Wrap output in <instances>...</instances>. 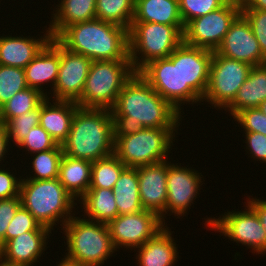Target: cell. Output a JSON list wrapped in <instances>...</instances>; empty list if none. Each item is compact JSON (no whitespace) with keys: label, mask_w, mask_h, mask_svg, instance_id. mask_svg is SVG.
I'll list each match as a JSON object with an SVG mask.
<instances>
[{"label":"cell","mask_w":266,"mask_h":266,"mask_svg":"<svg viewBox=\"0 0 266 266\" xmlns=\"http://www.w3.org/2000/svg\"><path fill=\"white\" fill-rule=\"evenodd\" d=\"M166 225L152 239L137 248L136 262L139 266H174L179 258L178 247ZM178 257V258H177Z\"/></svg>","instance_id":"7402d4cb"},{"label":"cell","mask_w":266,"mask_h":266,"mask_svg":"<svg viewBox=\"0 0 266 266\" xmlns=\"http://www.w3.org/2000/svg\"><path fill=\"white\" fill-rule=\"evenodd\" d=\"M139 73L162 98L180 113L184 114L181 106L202 102V99L190 87H182L181 44L168 58L150 61Z\"/></svg>","instance_id":"9c48e42d"},{"label":"cell","mask_w":266,"mask_h":266,"mask_svg":"<svg viewBox=\"0 0 266 266\" xmlns=\"http://www.w3.org/2000/svg\"><path fill=\"white\" fill-rule=\"evenodd\" d=\"M140 201L144 210L156 213L165 223L167 203V160L137 167Z\"/></svg>","instance_id":"e0dca14e"},{"label":"cell","mask_w":266,"mask_h":266,"mask_svg":"<svg viewBox=\"0 0 266 266\" xmlns=\"http://www.w3.org/2000/svg\"><path fill=\"white\" fill-rule=\"evenodd\" d=\"M44 36H0V64L25 68L52 39L47 26Z\"/></svg>","instance_id":"44dd1931"},{"label":"cell","mask_w":266,"mask_h":266,"mask_svg":"<svg viewBox=\"0 0 266 266\" xmlns=\"http://www.w3.org/2000/svg\"><path fill=\"white\" fill-rule=\"evenodd\" d=\"M114 130L111 111L104 108H76L63 153L90 162L114 154Z\"/></svg>","instance_id":"3957f363"},{"label":"cell","mask_w":266,"mask_h":266,"mask_svg":"<svg viewBox=\"0 0 266 266\" xmlns=\"http://www.w3.org/2000/svg\"><path fill=\"white\" fill-rule=\"evenodd\" d=\"M52 231H28L8 240L0 248V257L5 261L33 266L41 260V255L47 249L49 236Z\"/></svg>","instance_id":"ffe728a7"},{"label":"cell","mask_w":266,"mask_h":266,"mask_svg":"<svg viewBox=\"0 0 266 266\" xmlns=\"http://www.w3.org/2000/svg\"><path fill=\"white\" fill-rule=\"evenodd\" d=\"M233 120L240 124L243 132H256L266 135V114L258 107L238 112Z\"/></svg>","instance_id":"f35d334b"},{"label":"cell","mask_w":266,"mask_h":266,"mask_svg":"<svg viewBox=\"0 0 266 266\" xmlns=\"http://www.w3.org/2000/svg\"><path fill=\"white\" fill-rule=\"evenodd\" d=\"M183 31L184 25L132 22L128 41L134 71L139 72L150 61L168 58L183 42Z\"/></svg>","instance_id":"8992f818"},{"label":"cell","mask_w":266,"mask_h":266,"mask_svg":"<svg viewBox=\"0 0 266 266\" xmlns=\"http://www.w3.org/2000/svg\"><path fill=\"white\" fill-rule=\"evenodd\" d=\"M216 52L226 58L251 66L263 65L265 56L255 38L249 22L240 14L231 24Z\"/></svg>","instance_id":"2e32d148"},{"label":"cell","mask_w":266,"mask_h":266,"mask_svg":"<svg viewBox=\"0 0 266 266\" xmlns=\"http://www.w3.org/2000/svg\"><path fill=\"white\" fill-rule=\"evenodd\" d=\"M62 148H53L47 151L32 154V174L25 178L32 180H52L58 178L59 166L63 157ZM34 172V174H33ZM33 175V176H31Z\"/></svg>","instance_id":"d6a6232c"},{"label":"cell","mask_w":266,"mask_h":266,"mask_svg":"<svg viewBox=\"0 0 266 266\" xmlns=\"http://www.w3.org/2000/svg\"><path fill=\"white\" fill-rule=\"evenodd\" d=\"M112 190L118 215L133 214L144 210L140 201L137 168L126 167Z\"/></svg>","instance_id":"f1b7e54d"},{"label":"cell","mask_w":266,"mask_h":266,"mask_svg":"<svg viewBox=\"0 0 266 266\" xmlns=\"http://www.w3.org/2000/svg\"><path fill=\"white\" fill-rule=\"evenodd\" d=\"M57 266H81L80 264H78L77 262L70 260L66 257L62 258L60 260V263L57 264Z\"/></svg>","instance_id":"7dc6e473"},{"label":"cell","mask_w":266,"mask_h":266,"mask_svg":"<svg viewBox=\"0 0 266 266\" xmlns=\"http://www.w3.org/2000/svg\"><path fill=\"white\" fill-rule=\"evenodd\" d=\"M114 136H127L142 128H179L182 113L162 98L135 72L118 94L110 110Z\"/></svg>","instance_id":"6da1fadb"},{"label":"cell","mask_w":266,"mask_h":266,"mask_svg":"<svg viewBox=\"0 0 266 266\" xmlns=\"http://www.w3.org/2000/svg\"><path fill=\"white\" fill-rule=\"evenodd\" d=\"M246 203L256 212V215L259 218V221L263 228L266 230V199H257L256 197L250 198V196L247 195Z\"/></svg>","instance_id":"ee69618b"},{"label":"cell","mask_w":266,"mask_h":266,"mask_svg":"<svg viewBox=\"0 0 266 266\" xmlns=\"http://www.w3.org/2000/svg\"><path fill=\"white\" fill-rule=\"evenodd\" d=\"M78 104L74 101L51 100L41 103L40 126L43 127L58 144L68 137L71 123Z\"/></svg>","instance_id":"603a6c76"},{"label":"cell","mask_w":266,"mask_h":266,"mask_svg":"<svg viewBox=\"0 0 266 266\" xmlns=\"http://www.w3.org/2000/svg\"><path fill=\"white\" fill-rule=\"evenodd\" d=\"M266 100V66H253L248 78L240 87L234 101L224 110L229 112L230 118L238 112L258 107Z\"/></svg>","instance_id":"d4e9b609"},{"label":"cell","mask_w":266,"mask_h":266,"mask_svg":"<svg viewBox=\"0 0 266 266\" xmlns=\"http://www.w3.org/2000/svg\"><path fill=\"white\" fill-rule=\"evenodd\" d=\"M59 66L60 43L55 38H52L24 68L27 86L39 90L48 97L56 84ZM48 83L51 86L50 93H47V89H43V86Z\"/></svg>","instance_id":"ac0fdd59"},{"label":"cell","mask_w":266,"mask_h":266,"mask_svg":"<svg viewBox=\"0 0 266 266\" xmlns=\"http://www.w3.org/2000/svg\"><path fill=\"white\" fill-rule=\"evenodd\" d=\"M253 66L212 53L209 82L202 102L225 110L235 99Z\"/></svg>","instance_id":"8fae6325"},{"label":"cell","mask_w":266,"mask_h":266,"mask_svg":"<svg viewBox=\"0 0 266 266\" xmlns=\"http://www.w3.org/2000/svg\"><path fill=\"white\" fill-rule=\"evenodd\" d=\"M135 12V0H96V19L129 30Z\"/></svg>","instance_id":"f546056e"},{"label":"cell","mask_w":266,"mask_h":266,"mask_svg":"<svg viewBox=\"0 0 266 266\" xmlns=\"http://www.w3.org/2000/svg\"><path fill=\"white\" fill-rule=\"evenodd\" d=\"M166 225L154 212L142 210L138 213L118 215L108 223L110 236L116 249L131 251L152 239ZM132 248V249H131Z\"/></svg>","instance_id":"4fadbf2b"},{"label":"cell","mask_w":266,"mask_h":266,"mask_svg":"<svg viewBox=\"0 0 266 266\" xmlns=\"http://www.w3.org/2000/svg\"><path fill=\"white\" fill-rule=\"evenodd\" d=\"M20 206V196L0 200V248L5 244L7 226Z\"/></svg>","instance_id":"60d3db41"},{"label":"cell","mask_w":266,"mask_h":266,"mask_svg":"<svg viewBox=\"0 0 266 266\" xmlns=\"http://www.w3.org/2000/svg\"><path fill=\"white\" fill-rule=\"evenodd\" d=\"M178 129L142 128L132 135L114 136V155L132 168L166 161Z\"/></svg>","instance_id":"52a82bcc"},{"label":"cell","mask_w":266,"mask_h":266,"mask_svg":"<svg viewBox=\"0 0 266 266\" xmlns=\"http://www.w3.org/2000/svg\"><path fill=\"white\" fill-rule=\"evenodd\" d=\"M240 14V0H228L222 7L189 21L184 26L183 42L216 51Z\"/></svg>","instance_id":"7c38bea8"},{"label":"cell","mask_w":266,"mask_h":266,"mask_svg":"<svg viewBox=\"0 0 266 266\" xmlns=\"http://www.w3.org/2000/svg\"><path fill=\"white\" fill-rule=\"evenodd\" d=\"M246 147H244L249 152L252 160L262 161L261 163L266 164V135L256 133V132H243ZM248 149V150H247Z\"/></svg>","instance_id":"b9f144b4"},{"label":"cell","mask_w":266,"mask_h":266,"mask_svg":"<svg viewBox=\"0 0 266 266\" xmlns=\"http://www.w3.org/2000/svg\"><path fill=\"white\" fill-rule=\"evenodd\" d=\"M228 0H179V12L184 26L191 20L222 7Z\"/></svg>","instance_id":"8d00e7d4"},{"label":"cell","mask_w":266,"mask_h":266,"mask_svg":"<svg viewBox=\"0 0 266 266\" xmlns=\"http://www.w3.org/2000/svg\"><path fill=\"white\" fill-rule=\"evenodd\" d=\"M203 175L192 167L182 166L181 163H171L167 160V203L166 216H186L194 204L203 185ZM203 180V181H202ZM169 213V215H168Z\"/></svg>","instance_id":"5bb4252c"},{"label":"cell","mask_w":266,"mask_h":266,"mask_svg":"<svg viewBox=\"0 0 266 266\" xmlns=\"http://www.w3.org/2000/svg\"><path fill=\"white\" fill-rule=\"evenodd\" d=\"M91 63L88 57L70 52L60 44L58 77L51 96L47 98L76 102L83 93Z\"/></svg>","instance_id":"9a60e30c"},{"label":"cell","mask_w":266,"mask_h":266,"mask_svg":"<svg viewBox=\"0 0 266 266\" xmlns=\"http://www.w3.org/2000/svg\"><path fill=\"white\" fill-rule=\"evenodd\" d=\"M241 9L266 10V0H240Z\"/></svg>","instance_id":"bcb514c9"},{"label":"cell","mask_w":266,"mask_h":266,"mask_svg":"<svg viewBox=\"0 0 266 266\" xmlns=\"http://www.w3.org/2000/svg\"><path fill=\"white\" fill-rule=\"evenodd\" d=\"M91 173L92 162L63 154L58 179L76 200H79L89 190Z\"/></svg>","instance_id":"484cf974"},{"label":"cell","mask_w":266,"mask_h":266,"mask_svg":"<svg viewBox=\"0 0 266 266\" xmlns=\"http://www.w3.org/2000/svg\"><path fill=\"white\" fill-rule=\"evenodd\" d=\"M241 14L249 22L262 54L266 57V10L241 9Z\"/></svg>","instance_id":"ab89813d"},{"label":"cell","mask_w":266,"mask_h":266,"mask_svg":"<svg viewBox=\"0 0 266 266\" xmlns=\"http://www.w3.org/2000/svg\"><path fill=\"white\" fill-rule=\"evenodd\" d=\"M24 206L41 226L54 232V227L64 224L73 217L76 200L60 183L59 179L32 180L22 178L19 192ZM75 210H74V209ZM74 211V212H73ZM58 223V224H56Z\"/></svg>","instance_id":"277c9868"},{"label":"cell","mask_w":266,"mask_h":266,"mask_svg":"<svg viewBox=\"0 0 266 266\" xmlns=\"http://www.w3.org/2000/svg\"><path fill=\"white\" fill-rule=\"evenodd\" d=\"M0 166V200L19 196L20 184L23 176L16 177L14 171L11 173L7 168ZM5 169V170H4Z\"/></svg>","instance_id":"7bdbcfd3"},{"label":"cell","mask_w":266,"mask_h":266,"mask_svg":"<svg viewBox=\"0 0 266 266\" xmlns=\"http://www.w3.org/2000/svg\"><path fill=\"white\" fill-rule=\"evenodd\" d=\"M126 166L114 155L92 162L90 188L113 189Z\"/></svg>","instance_id":"1f68e13d"},{"label":"cell","mask_w":266,"mask_h":266,"mask_svg":"<svg viewBox=\"0 0 266 266\" xmlns=\"http://www.w3.org/2000/svg\"><path fill=\"white\" fill-rule=\"evenodd\" d=\"M70 52L92 61L130 60L128 30L94 19L67 26L56 38Z\"/></svg>","instance_id":"7a4b0ae2"},{"label":"cell","mask_w":266,"mask_h":266,"mask_svg":"<svg viewBox=\"0 0 266 266\" xmlns=\"http://www.w3.org/2000/svg\"><path fill=\"white\" fill-rule=\"evenodd\" d=\"M28 231H51L47 227L41 226L33 215L24 207L20 206L7 226L5 243Z\"/></svg>","instance_id":"d590c367"},{"label":"cell","mask_w":266,"mask_h":266,"mask_svg":"<svg viewBox=\"0 0 266 266\" xmlns=\"http://www.w3.org/2000/svg\"><path fill=\"white\" fill-rule=\"evenodd\" d=\"M0 266H23V265L5 261L2 257H0Z\"/></svg>","instance_id":"c3c4849f"},{"label":"cell","mask_w":266,"mask_h":266,"mask_svg":"<svg viewBox=\"0 0 266 266\" xmlns=\"http://www.w3.org/2000/svg\"><path fill=\"white\" fill-rule=\"evenodd\" d=\"M134 73L130 60L92 61L83 93L76 103L80 107L111 110Z\"/></svg>","instance_id":"ba28073f"},{"label":"cell","mask_w":266,"mask_h":266,"mask_svg":"<svg viewBox=\"0 0 266 266\" xmlns=\"http://www.w3.org/2000/svg\"><path fill=\"white\" fill-rule=\"evenodd\" d=\"M27 87L23 68L0 64V108Z\"/></svg>","instance_id":"836d02e7"},{"label":"cell","mask_w":266,"mask_h":266,"mask_svg":"<svg viewBox=\"0 0 266 266\" xmlns=\"http://www.w3.org/2000/svg\"><path fill=\"white\" fill-rule=\"evenodd\" d=\"M60 1L54 7L49 22L52 38H56L67 26L96 19V0Z\"/></svg>","instance_id":"cb8c5ba5"},{"label":"cell","mask_w":266,"mask_h":266,"mask_svg":"<svg viewBox=\"0 0 266 266\" xmlns=\"http://www.w3.org/2000/svg\"><path fill=\"white\" fill-rule=\"evenodd\" d=\"M213 51L181 43L182 87H190L201 99L209 82Z\"/></svg>","instance_id":"d6986e66"},{"label":"cell","mask_w":266,"mask_h":266,"mask_svg":"<svg viewBox=\"0 0 266 266\" xmlns=\"http://www.w3.org/2000/svg\"><path fill=\"white\" fill-rule=\"evenodd\" d=\"M17 148H25L26 153L28 151V154L30 153L31 155L53 148H62V146L58 144L43 127L37 125L29 131Z\"/></svg>","instance_id":"74e56055"},{"label":"cell","mask_w":266,"mask_h":266,"mask_svg":"<svg viewBox=\"0 0 266 266\" xmlns=\"http://www.w3.org/2000/svg\"><path fill=\"white\" fill-rule=\"evenodd\" d=\"M46 98L39 90L30 87L17 92L0 108V123L6 125L12 118L34 110Z\"/></svg>","instance_id":"4dcf8cb0"},{"label":"cell","mask_w":266,"mask_h":266,"mask_svg":"<svg viewBox=\"0 0 266 266\" xmlns=\"http://www.w3.org/2000/svg\"><path fill=\"white\" fill-rule=\"evenodd\" d=\"M73 215L62 227L66 239V258L81 266H102L118 251L110 236L107 223Z\"/></svg>","instance_id":"5b68a950"},{"label":"cell","mask_w":266,"mask_h":266,"mask_svg":"<svg viewBox=\"0 0 266 266\" xmlns=\"http://www.w3.org/2000/svg\"><path fill=\"white\" fill-rule=\"evenodd\" d=\"M41 104L32 111L12 118L6 125L9 143L16 147L25 139L29 131L40 124Z\"/></svg>","instance_id":"e575fe53"},{"label":"cell","mask_w":266,"mask_h":266,"mask_svg":"<svg viewBox=\"0 0 266 266\" xmlns=\"http://www.w3.org/2000/svg\"><path fill=\"white\" fill-rule=\"evenodd\" d=\"M81 204L84 218L101 223H109L118 216L114 193L112 189L89 188L77 201ZM88 217V218H87Z\"/></svg>","instance_id":"83f0119b"},{"label":"cell","mask_w":266,"mask_h":266,"mask_svg":"<svg viewBox=\"0 0 266 266\" xmlns=\"http://www.w3.org/2000/svg\"><path fill=\"white\" fill-rule=\"evenodd\" d=\"M245 204L242 211L235 209L224 212L218 218H204V225L207 230L220 232V236L224 235L229 240L252 249V253L256 252V255H264L266 254V230L261 225L256 212L247 203Z\"/></svg>","instance_id":"30bf717a"},{"label":"cell","mask_w":266,"mask_h":266,"mask_svg":"<svg viewBox=\"0 0 266 266\" xmlns=\"http://www.w3.org/2000/svg\"><path fill=\"white\" fill-rule=\"evenodd\" d=\"M132 22L184 25L179 12V0H135Z\"/></svg>","instance_id":"4316f807"},{"label":"cell","mask_w":266,"mask_h":266,"mask_svg":"<svg viewBox=\"0 0 266 266\" xmlns=\"http://www.w3.org/2000/svg\"><path fill=\"white\" fill-rule=\"evenodd\" d=\"M10 143L8 141L7 130L4 124L0 123V165L6 159V153H8L11 148ZM3 160V162H2Z\"/></svg>","instance_id":"f6af8a7d"},{"label":"cell","mask_w":266,"mask_h":266,"mask_svg":"<svg viewBox=\"0 0 266 266\" xmlns=\"http://www.w3.org/2000/svg\"><path fill=\"white\" fill-rule=\"evenodd\" d=\"M258 108L264 113L266 114V100H264L259 106Z\"/></svg>","instance_id":"681fc988"}]
</instances>
